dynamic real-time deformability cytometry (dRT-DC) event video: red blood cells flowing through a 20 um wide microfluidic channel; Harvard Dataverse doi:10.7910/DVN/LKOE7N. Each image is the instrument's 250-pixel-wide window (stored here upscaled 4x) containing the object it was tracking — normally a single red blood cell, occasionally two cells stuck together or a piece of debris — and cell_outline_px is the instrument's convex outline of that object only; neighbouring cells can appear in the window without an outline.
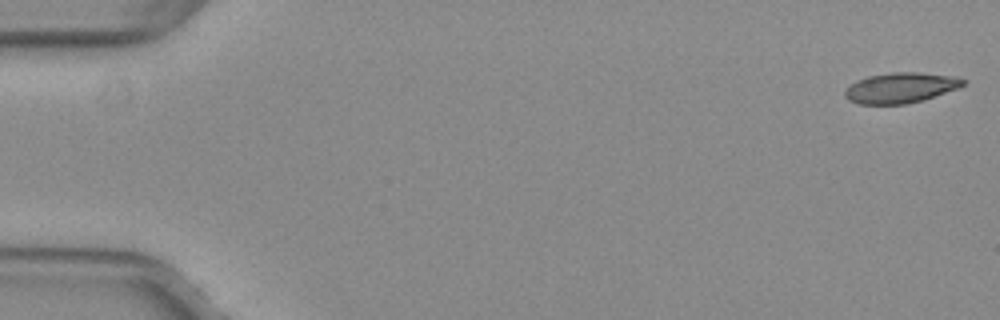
{"species": "common noctule bat (a hibernating species)", "species_latin": "Nyctalus noctula", "temperature_condition": "warm", "stored_images_in_passage": 52, "camera_frame_rate_fps": 3000, "um_per_image_px": 0.085, "animal": {"sex": "female", "body_mass_g": 29.2, "forearm_length_mm": 56.3}, "frame": {"image": 1, "passage_image": 1, "time_ms": 0.0, "image_size_px": [1000, 320], "cell_outline_px": [[968, 80], [964, 84], [956, 88], [924, 100], [904, 104], [860, 104], [848, 100], [844, 96], [844, 92], [856, 80], [868, 76], [892, 72], [916, 72], [960, 76]], "centroid_in_image_um": [76.58, 7.45], "position_along_channel_um": 8.4, "area_um2": 20.98}}
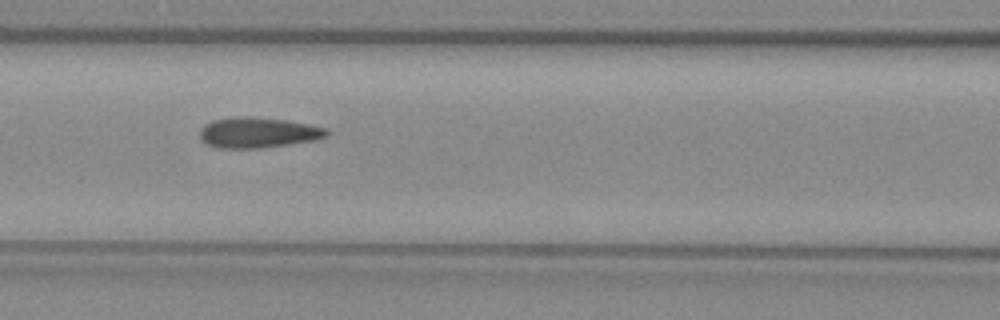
{"frame": {"image": 2, "passage_image": 23, "time_ms": 7.333, "image_size_px": [1000, 320], "cell_outline_px": [[332, 132], [328, 136], [316, 140], [264, 148], [216, 148], [204, 144], [200, 140], [200, 128], [204, 124], [212, 120], [244, 116], [252, 116], [284, 120], [308, 124], [328, 128]], "centroid_in_image_um": [21.94, 11.28], "position_along_channel_um": 144.7, "area_um2": 22.95}}
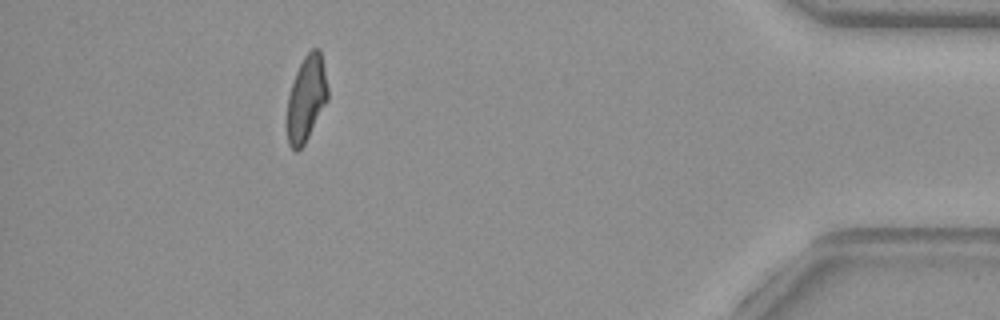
{"frame": {"image": 3, "passage_image": 47, "time_ms": 15.333, "image_size_px": [1000, 320], "cell_outline_px": [[328, 100], [304, 144], [296, 152], [288, 144], [288, 96], [296, 72], [304, 56], [312, 48], [320, 48], [328, 88]], "centroid_in_image_um": [26.06, 8.35], "position_along_channel_um": 409.1, "area_um2": 20.0}, "authors_computed_cell_mechanics": {"area_um2": 21.9062, "velocity_mm_per_s": 4.0028, "shape_relaxation_time_tau1_ms": null, "shape_relaxation_time_tau2_ms": 1.3786, "deformation_change_tau1": null, "deformation_change_tau2": 0.0784}}